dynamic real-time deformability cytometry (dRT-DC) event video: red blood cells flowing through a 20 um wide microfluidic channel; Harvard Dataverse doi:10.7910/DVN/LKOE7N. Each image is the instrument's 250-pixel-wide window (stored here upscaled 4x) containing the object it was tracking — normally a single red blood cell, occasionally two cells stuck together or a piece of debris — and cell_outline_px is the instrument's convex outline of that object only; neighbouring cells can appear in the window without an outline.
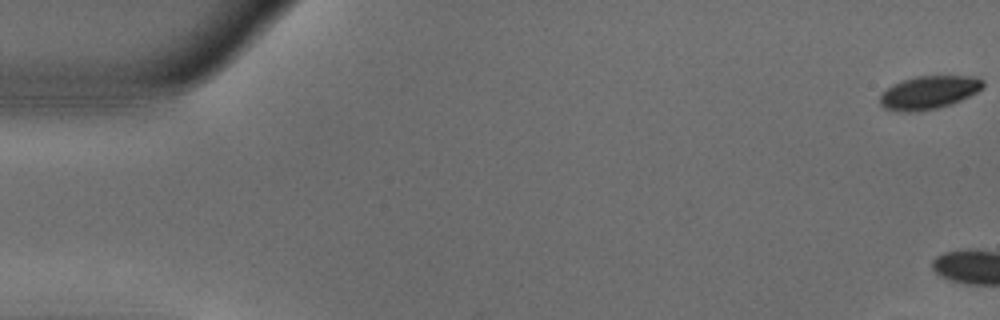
{"species": "common noctule bat (a hibernating species)", "species_latin": "Nyctalus noctula", "temperature_condition": "warm", "stored_images_in_passage": 4, "camera_frame_rate_fps": 3000, "um_per_image_px": 0.085, "animal": {"sex": "male", "body_mass_g": 18.8}, "frame": {"image": 1, "passage_image": 1, "time_ms": 0.0, "image_size_px": [1000, 320], "cell_outline_px": [[984, 84], [976, 92], [952, 104], [936, 108], [916, 112], [896, 112], [884, 108], [880, 104], [880, 96], [892, 84], [900, 80], [916, 76], [980, 76], [984, 80]], "centroid_in_image_um": [78.93, 7.86], "position_along_channel_um": 6.1, "area_um2": 20.06}}